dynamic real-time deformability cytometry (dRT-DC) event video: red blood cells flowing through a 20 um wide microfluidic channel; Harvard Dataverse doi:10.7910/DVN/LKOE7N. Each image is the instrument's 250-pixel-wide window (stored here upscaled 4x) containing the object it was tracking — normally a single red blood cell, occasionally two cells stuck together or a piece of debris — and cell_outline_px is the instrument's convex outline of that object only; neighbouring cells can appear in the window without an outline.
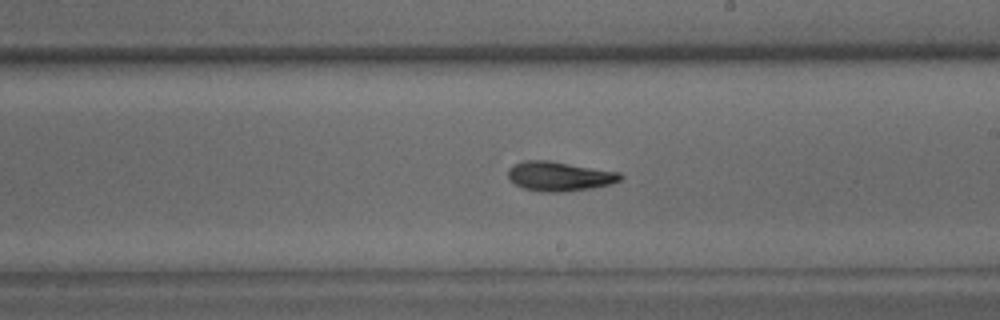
{"species": "common noctule bat (a hibernating species)", "species_latin": "Nyctalus noctula", "temperature_condition": "warm", "stored_images_in_passage": 49, "camera_frame_rate_fps": 3000, "um_per_image_px": 0.085, "animal": {"sex": "male", "body_mass_g": 15.6}, "frame": {"image": 1, "passage_image": 26, "time_ms": 8.333, "image_size_px": [1000, 320], "cell_outline_px": [[624, 176], [620, 180], [612, 184], [592, 188], [564, 192], [540, 192], [524, 188], [516, 184], [508, 176], [508, 168], [512, 164], [524, 160], [548, 160], [620, 172]], "centroid_in_image_um": [47.56, 14.98], "position_along_channel_um": 241.4, "area_um2": 19.42}}
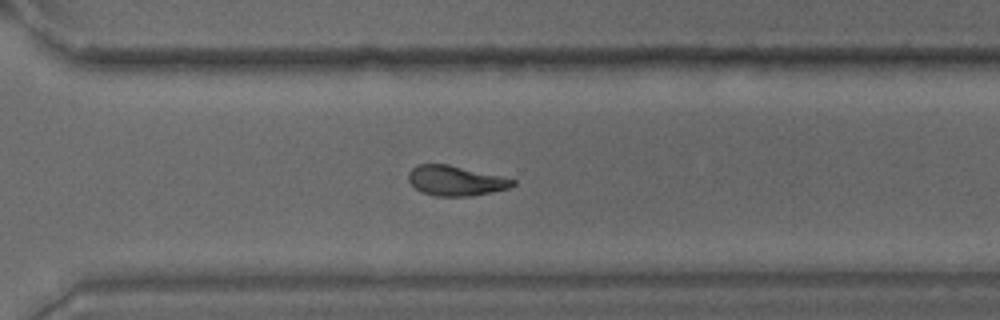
{"frame": {"image": 2, "passage_image": 33, "time_ms": 10.667, "image_size_px": [1000, 320], "cell_outline_px": [[516, 184], [508, 188], [492, 192], [468, 196], [436, 196], [420, 192], [408, 180], [408, 172], [416, 164], [448, 164], [500, 176], [516, 180]], "centroid_in_image_um": [38.7, 15.36], "position_along_channel_um": 331.9, "area_um2": 18.15}}
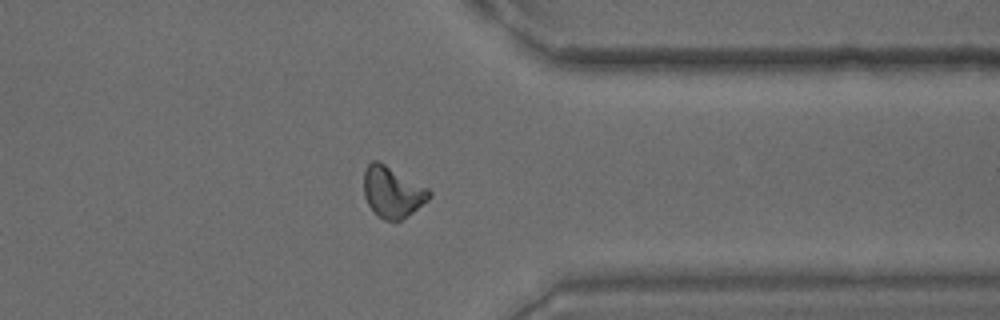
{"frame": {"image": 3, "passage_image": 37, "time_ms": 12.0, "image_size_px": [1000, 320], "cell_outline_px": [[432, 196], [428, 200], [412, 212], [400, 220], [384, 220], [376, 216], [368, 204], [364, 196], [364, 172], [368, 164], [372, 160], [380, 160], [428, 188], [432, 192]], "centroid_in_image_um": [33.35, 16.3], "position_along_channel_um": 378.1, "area_um2": 19.59}, "authors_computed_cell_mechanics": {"area_um2": 18.8428, "velocity_mm_per_s": 3.8884, "shape_relaxation_time_tau1_ms": 5.9577, "shape_relaxation_time_tau2_ms": 4.359, "deformation_change_tau1": 0.1889, "deformation_change_tau2": 0.1198}}